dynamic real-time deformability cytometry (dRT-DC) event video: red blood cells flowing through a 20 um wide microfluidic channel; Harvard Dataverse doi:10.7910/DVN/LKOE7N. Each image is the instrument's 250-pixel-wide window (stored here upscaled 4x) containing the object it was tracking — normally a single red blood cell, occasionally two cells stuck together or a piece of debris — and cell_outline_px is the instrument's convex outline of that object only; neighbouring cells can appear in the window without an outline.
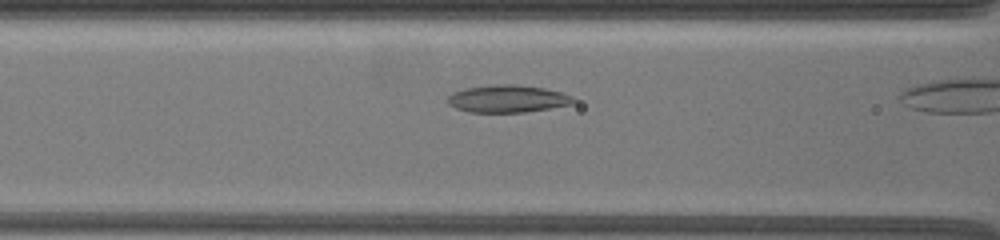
{"species": "common noctule bat (a hibernating species)", "species_latin": "Nyctalus noctula", "temperature_condition": "warm", "stored_images_in_passage": 5, "camera_frame_rate_fps": 3000, "um_per_image_px": 0.085, "animal": {"sex": "female", "body_mass_g": 19.5, "forearm_length_mm": 54.1}, "frame": {"image": 1, "passage_image": 4, "time_ms": 1.667, "image_size_px": [1000, 240], "cell_outline_px": [[576, 100], [572, 104], [524, 112], [468, 112], [456, 108], [448, 104], [444, 100], [452, 92], [464, 88], [496, 84], [516, 84], [544, 88], [560, 92], [572, 96]], "centroid_in_image_um": [43.09, 8.39], "position_along_channel_um": 123.5, "area_um2": 20.17}}